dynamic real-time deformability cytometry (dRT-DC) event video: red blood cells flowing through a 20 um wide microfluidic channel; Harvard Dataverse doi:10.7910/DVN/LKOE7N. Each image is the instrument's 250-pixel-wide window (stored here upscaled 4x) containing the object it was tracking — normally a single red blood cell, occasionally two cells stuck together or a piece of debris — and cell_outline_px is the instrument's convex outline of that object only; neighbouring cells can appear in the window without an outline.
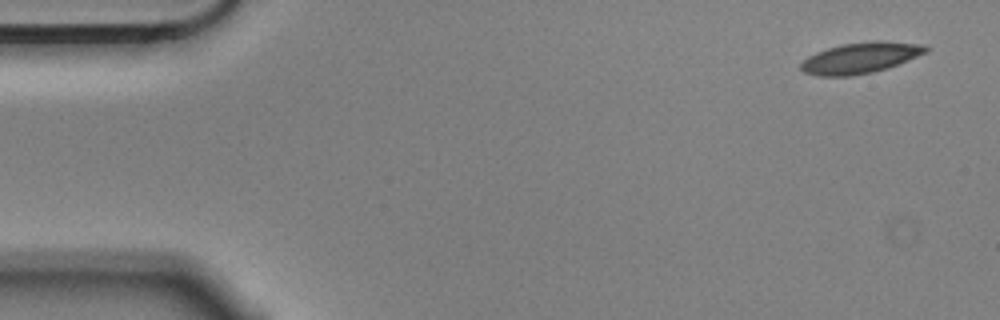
{"species": "Egyptian fruit bat (a non-hibernating species)", "species_latin": "Rousettus aegyptiacus", "temperature_condition": "cold", "stored_images_in_passage": 5, "camera_frame_rate_fps": 3000, "um_per_image_px": 0.085, "animal": {"sex": "male"}, "frame": {"image": 1, "passage_image": 1, "time_ms": 0.0, "image_size_px": [1000, 320], "cell_outline_px": [[928, 52], [888, 68], [872, 72], [852, 76], [816, 76], [804, 72], [800, 68], [800, 64], [808, 56], [816, 52], [840, 44], [876, 40], [880, 40], [924, 44], [928, 48]], "centroid_in_image_um": [73.14, 4.91], "position_along_channel_um": 11.9, "area_um2": 22.66}}
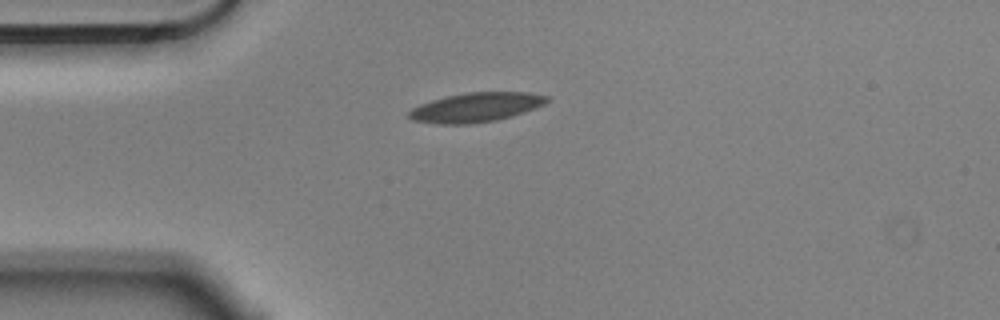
{"frame": {"image": 2, "passage_image": 4, "time_ms": 1.0, "image_size_px": [1000, 320], "cell_outline_px": [[552, 100], [544, 104], [524, 112], [512, 116], [496, 120], [472, 124], [436, 124], [412, 120], [408, 116], [408, 112], [412, 108], [420, 104], [432, 100], [448, 96], [468, 92], [528, 92], [548, 96]], "centroid_in_image_um": [40.47, 9.13], "position_along_channel_um": 44.5, "area_um2": 23.64}}